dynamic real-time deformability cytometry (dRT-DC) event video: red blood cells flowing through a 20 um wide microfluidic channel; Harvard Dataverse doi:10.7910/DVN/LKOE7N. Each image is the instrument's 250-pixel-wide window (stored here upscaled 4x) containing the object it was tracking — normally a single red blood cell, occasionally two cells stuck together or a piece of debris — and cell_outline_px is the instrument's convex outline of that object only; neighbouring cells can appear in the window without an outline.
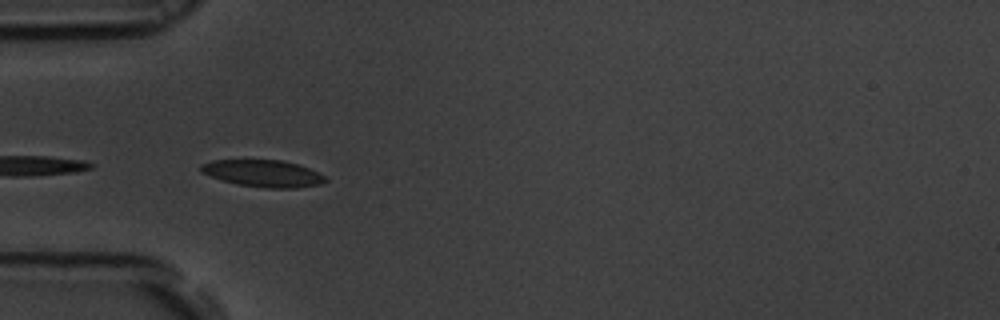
{"species": "common noctule bat (a hibernating species)", "species_latin": "Nyctalus noctula", "temperature_condition": "room temperature", "stored_images_in_passage": 38, "camera_frame_rate_fps": 3000, "um_per_image_px": 0.085, "animal": {"sex": "male", "body_mass_g": 19.5, "forearm_length_mm": 54.6}, "frame": {"image": 1, "passage_image": 1, "time_ms": 0.0, "image_size_px": [1000, 320], "cell_outline_px": [[328, 180], [320, 184], [296, 188], [264, 188], [236, 184], [220, 180], [200, 172], [200, 164], [212, 160], [284, 160], [308, 168], [324, 176]], "centroid_in_image_um": [22.31, 14.74], "position_along_channel_um": 62.7, "area_um2": 19.59}}
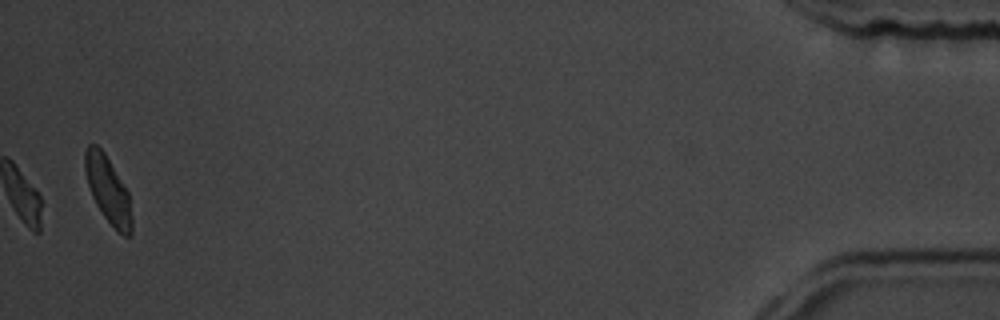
{"frame": {"image": 2, "passage_image": 38, "time_ms": 12.333, "image_size_px": [1000, 320], "cell_outline_px": [[132, 232], [128, 236], [124, 236], [104, 216], [96, 204], [92, 196], [88, 184], [84, 168], [84, 152], [88, 144], [96, 144], [104, 152], [128, 192], [132, 220]], "centroid_in_image_um": [9.16, 16.1], "position_along_channel_um": 426.0, "area_um2": 17.8}, "authors_computed_cell_mechanics": {"area_um2": 15.1147, "velocity_mm_per_s": 3.6796, "shape_relaxation_time_tau1_ms": 2.7874, "shape_relaxation_time_tau2_ms": 5.8145, "deformation_change_tau1": 0.1338, "deformation_change_tau2": 0.1298}}